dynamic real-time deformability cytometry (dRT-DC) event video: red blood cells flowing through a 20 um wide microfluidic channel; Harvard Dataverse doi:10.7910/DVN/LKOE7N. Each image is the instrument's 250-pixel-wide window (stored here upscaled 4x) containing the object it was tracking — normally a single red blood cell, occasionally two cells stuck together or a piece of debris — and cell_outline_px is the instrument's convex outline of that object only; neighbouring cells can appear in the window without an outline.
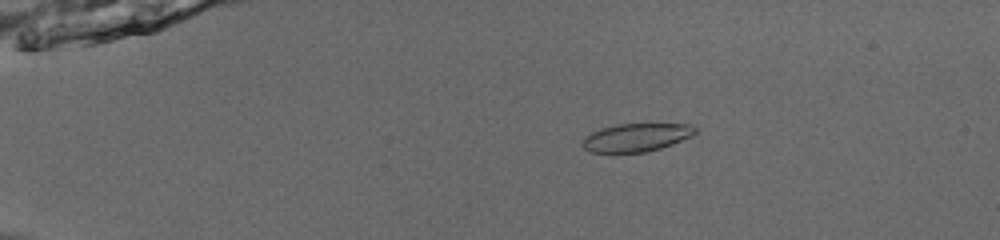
{"species": "common noctule bat (a hibernating species)", "species_latin": "Nyctalus noctula", "temperature_condition": "room temperature", "stored_images_in_passage": 53, "camera_frame_rate_fps": 3000, "um_per_image_px": 0.085, "animal": {"sex": "male", "body_mass_g": 13.0, "forearm_length_mm": 53.1}, "frame": {"image": 1, "passage_image": 12, "time_ms": 3.667, "image_size_px": [1000, 240], "cell_outline_px": [[696, 132], [692, 136], [672, 144], [648, 152], [592, 152], [584, 148], [580, 144], [584, 136], [600, 128], [616, 124], [692, 124], [696, 128]], "centroid_in_image_um": [54.07, 11.68], "position_along_channel_um": 30.9, "area_um2": 18.55}}
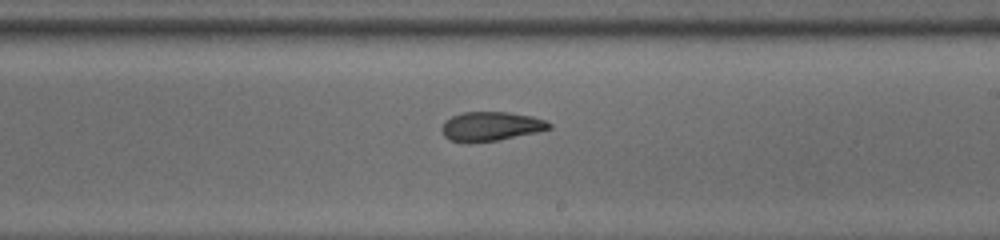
{"frame": {"image": 2, "passage_image": 34, "time_ms": 11.0, "image_size_px": [1000, 240], "cell_outline_px": [[552, 128], [536, 132], [496, 140], [452, 140], [444, 136], [440, 128], [444, 120], [452, 116], [464, 112], [508, 112], [532, 116], [544, 120], [552, 124]], "centroid_in_image_um": [41.74, 10.69], "position_along_channel_um": 247.3, "area_um2": 17.69}}
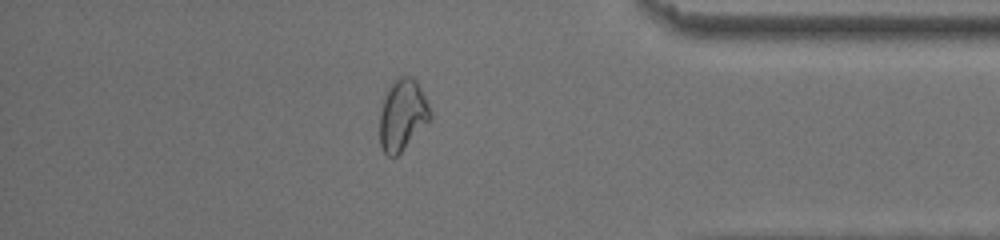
{"frame": {"image": 3, "passage_image": 47, "time_ms": 15.333, "image_size_px": [1000, 240], "cell_outline_px": [[432, 116], [400, 152], [396, 156], [388, 156], [384, 152], [380, 144], [380, 112], [384, 92], [392, 80], [396, 76], [412, 76], [416, 80], [432, 112]], "centroid_in_image_um": [34.17, 9.7], "position_along_channel_um": 401.0, "area_um2": 20.87}, "authors_computed_cell_mechanics": {"area_um2": 19.4208, "velocity_mm_per_s": 3.9623, "shape_relaxation_time_tau1_ms": null, "shape_relaxation_time_tau2_ms": 3.855, "deformation_change_tau1": null, "deformation_change_tau2": 0.0886}}